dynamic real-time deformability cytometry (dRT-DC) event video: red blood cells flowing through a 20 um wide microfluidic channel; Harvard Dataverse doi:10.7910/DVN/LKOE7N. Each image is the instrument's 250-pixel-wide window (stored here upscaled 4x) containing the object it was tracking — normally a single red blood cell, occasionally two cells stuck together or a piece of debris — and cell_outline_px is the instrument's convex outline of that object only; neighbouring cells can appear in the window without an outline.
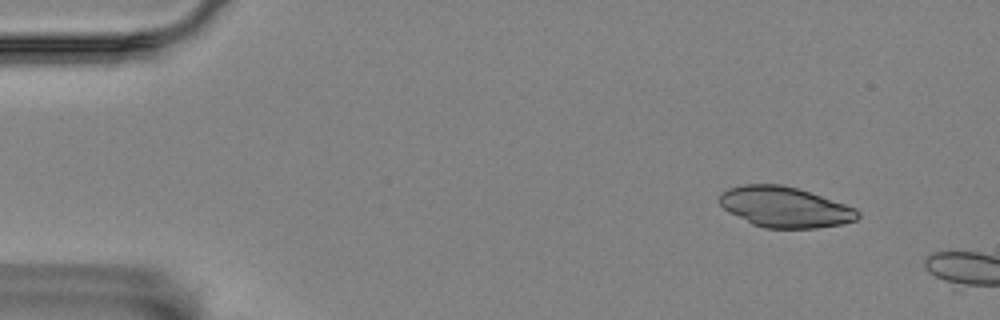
{"species": "Egyptian fruit bat (a non-hibernating species)", "species_latin": "Rousettus aegyptiacus", "temperature_condition": "room temperature", "stored_images_in_passage": 4, "camera_frame_rate_fps": 3000, "um_per_image_px": 0.085, "animal": {"sex": "female"}, "frame": {"image": 1, "passage_image": 1, "time_ms": 0.0, "image_size_px": [1000, 320], "cell_outline_px": [[860, 216], [856, 220], [844, 224], [816, 228], [764, 228], [752, 224], [728, 212], [720, 204], [720, 192], [728, 188], [744, 184], [780, 184], [796, 188], [856, 208], [860, 212]], "centroid_in_image_um": [66.7, 17.61], "position_along_channel_um": 18.3, "area_um2": 32.6}}